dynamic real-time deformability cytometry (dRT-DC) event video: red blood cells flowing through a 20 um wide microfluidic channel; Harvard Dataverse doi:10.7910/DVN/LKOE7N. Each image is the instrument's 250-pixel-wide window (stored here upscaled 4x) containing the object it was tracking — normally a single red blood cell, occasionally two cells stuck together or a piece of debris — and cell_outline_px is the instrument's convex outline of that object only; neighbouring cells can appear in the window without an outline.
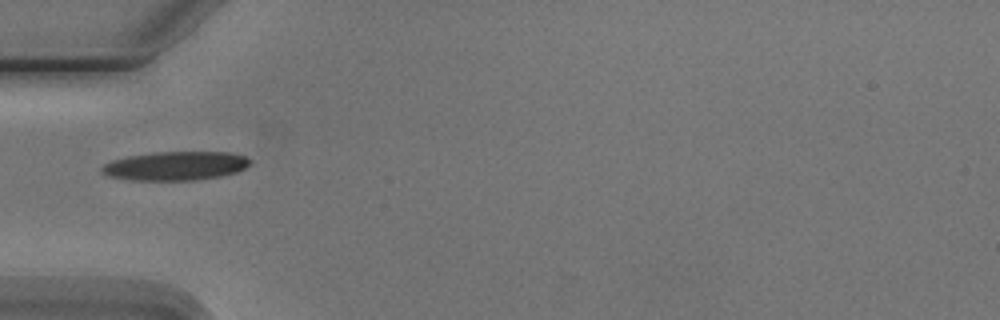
{"species": "Egyptian fruit bat (a non-hibernating species)", "species_latin": "Rousettus aegyptiacus", "temperature_condition": "cold", "stored_images_in_passage": 7, "camera_frame_rate_fps": 3000, "um_per_image_px": 0.085, "animal": {"sex": "male"}, "frame": {"image": 1, "passage_image": 5, "time_ms": 5.667, "image_size_px": [1000, 320], "cell_outline_px": [[248, 164], [244, 168], [236, 172], [220, 176], [196, 180], [132, 180], [108, 176], [100, 172], [100, 168], [104, 164], [112, 160], [128, 156], [152, 152], [228, 152], [244, 156], [248, 160]], "centroid_in_image_um": [14.85, 14.1], "position_along_channel_um": 70.2, "area_um2": 24.8}}
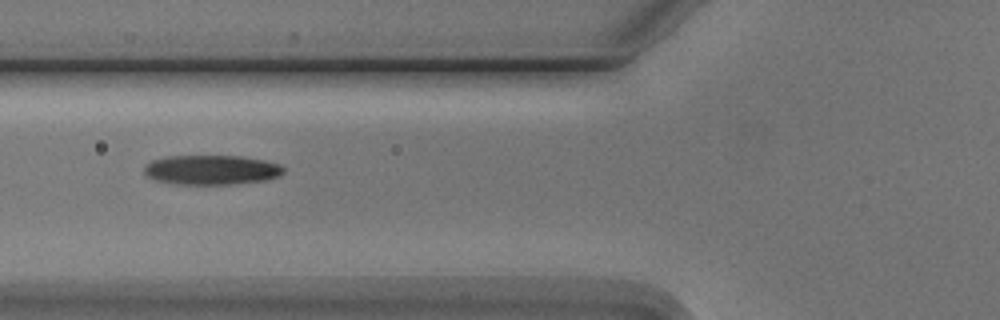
{"frame": {"image": 2, "passage_image": 6, "time_ms": 6.667, "image_size_px": [1000, 320], "cell_outline_px": [[284, 172], [280, 176], [264, 180], [232, 184], [172, 184], [152, 180], [144, 176], [144, 168], [152, 160], [168, 156], [240, 156], [264, 160], [280, 164], [284, 168]], "centroid_in_image_um": [17.94, 14.44], "position_along_channel_um": 107.9, "area_um2": 24.22}}
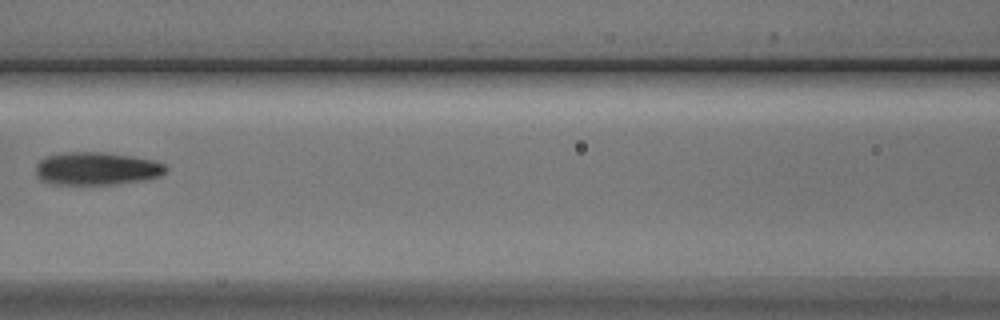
{"frame": {"image": 3, "passage_image": 7, "time_ms": 8.0, "image_size_px": [1000, 320], "cell_outline_px": [[168, 168], [160, 176], [144, 180], [112, 184], [56, 184], [44, 180], [36, 176], [36, 164], [40, 160], [48, 156], [64, 152], [100, 152], [128, 156], [152, 160], [164, 164]], "centroid_in_image_um": [8.2, 14.33], "position_along_channel_um": 158.4, "area_um2": 24.57}}